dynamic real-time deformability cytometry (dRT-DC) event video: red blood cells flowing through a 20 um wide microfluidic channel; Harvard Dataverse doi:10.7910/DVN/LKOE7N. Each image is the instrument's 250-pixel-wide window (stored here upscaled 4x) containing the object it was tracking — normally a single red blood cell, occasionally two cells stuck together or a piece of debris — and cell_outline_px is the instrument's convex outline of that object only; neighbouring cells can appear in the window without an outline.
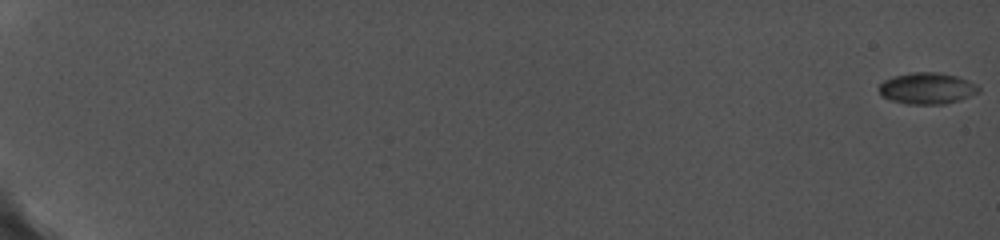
{"species": "common noctule bat (a hibernating species)", "species_latin": "Nyctalus noctula", "temperature_condition": "cold", "stored_images_in_passage": 25, "camera_frame_rate_fps": 5000, "um_per_image_px": 0.085, "animal": {"sex": "female", "body_mass_g": 19.0, "forearm_length_mm": 56.7}, "frame": {"image": 1, "passage_image": 1, "time_ms": 0.0, "image_size_px": [1000, 240], "cell_outline_px": [[980, 92], [960, 100], [944, 104], [912, 104], [892, 100], [880, 96], [876, 88], [884, 80], [892, 76], [912, 72], [940, 72], [956, 76], [968, 80], [976, 84], [980, 88]], "centroid_in_image_um": [78.78, 7.5], "position_along_channel_um": 6.2, "area_um2": 18.44}}
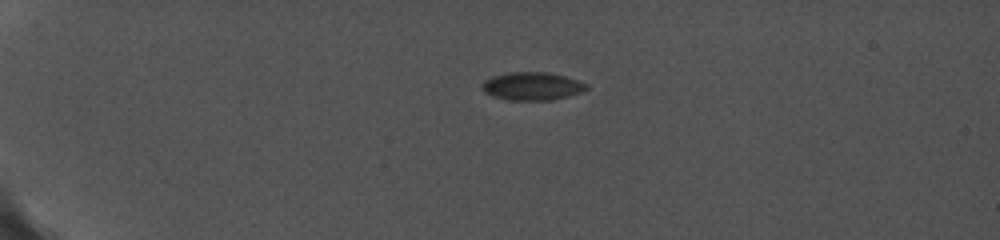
{"frame": {"image": 2, "passage_image": 13, "time_ms": 5.4, "image_size_px": [1000, 240], "cell_outline_px": [[588, 88], [580, 92], [552, 100], [512, 100], [492, 96], [484, 92], [484, 80], [492, 76], [508, 72], [548, 72], [564, 76], [588, 84]], "centroid_in_image_um": [45.23, 7.32], "position_along_channel_um": 39.8, "area_um2": 16.82}}
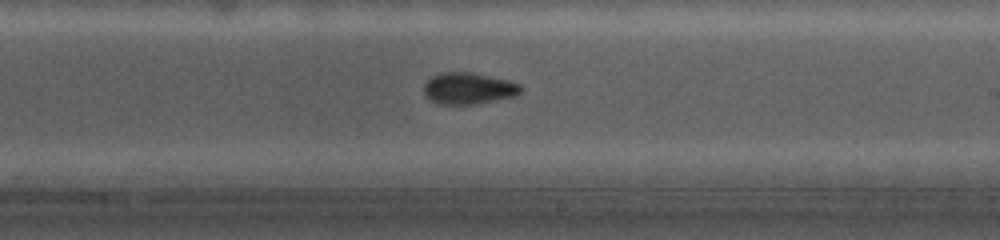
{"frame": {"image": 3, "passage_image": 25, "time_ms": 12.8, "image_size_px": [1000, 240], "cell_outline_px": [[524, 88], [516, 96], [476, 104], [436, 104], [428, 100], [424, 92], [424, 84], [432, 76], [440, 72], [472, 72], [508, 80], [520, 84]], "centroid_in_image_um": [39.82, 7.52], "position_along_channel_um": 249.2, "area_um2": 18.03}}